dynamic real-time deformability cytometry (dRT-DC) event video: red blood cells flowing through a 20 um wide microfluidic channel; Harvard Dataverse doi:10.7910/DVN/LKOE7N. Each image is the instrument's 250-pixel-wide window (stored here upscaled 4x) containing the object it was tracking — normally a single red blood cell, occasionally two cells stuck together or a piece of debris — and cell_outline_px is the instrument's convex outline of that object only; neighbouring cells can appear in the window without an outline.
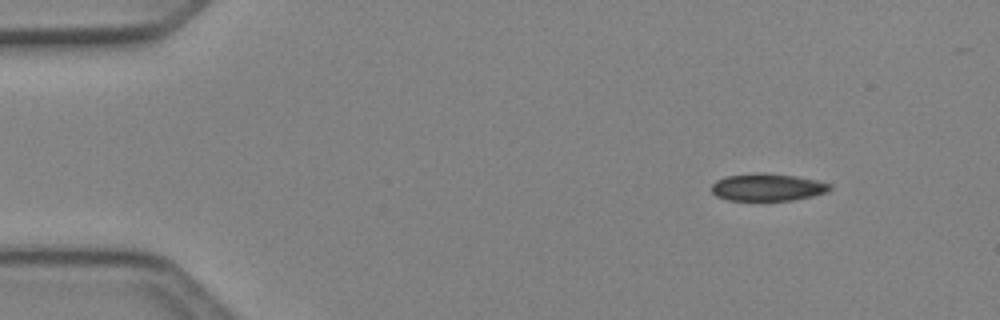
{"species": "Egyptian fruit bat (a non-hibernating species)", "species_latin": "Rousettus aegyptiacus", "temperature_condition": "cold", "stored_images_in_passage": 3, "camera_frame_rate_fps": 3000, "um_per_image_px": 0.085, "animal": {"sex": "female"}, "frame": {"image": 1, "passage_image": 1, "time_ms": 0.0, "image_size_px": [1000, 320], "cell_outline_px": [[832, 188], [828, 192], [812, 196], [792, 200], [728, 200], [716, 196], [712, 192], [712, 184], [716, 180], [724, 176], [760, 172], [764, 172], [796, 176], [816, 180], [832, 184]], "centroid_in_image_um": [65.24, 15.9], "position_along_channel_um": 19.8, "area_um2": 19.02}}
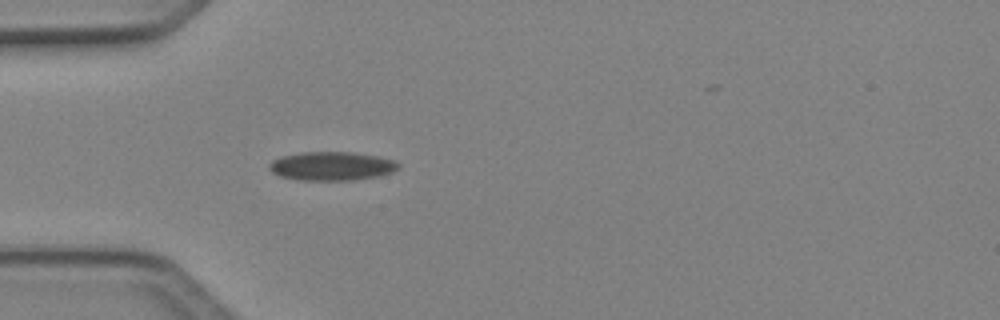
{"frame": {"image": 2, "passage_image": 3, "time_ms": 0.667, "image_size_px": [1000, 320], "cell_outline_px": [[400, 168], [392, 172], [376, 176], [352, 180], [300, 180], [280, 176], [272, 172], [268, 168], [268, 164], [272, 160], [280, 156], [304, 152], [352, 152], [380, 156], [396, 160], [400, 164]], "centroid_in_image_um": [28.21, 14.11], "position_along_channel_um": 56.8, "area_um2": 21.79}}